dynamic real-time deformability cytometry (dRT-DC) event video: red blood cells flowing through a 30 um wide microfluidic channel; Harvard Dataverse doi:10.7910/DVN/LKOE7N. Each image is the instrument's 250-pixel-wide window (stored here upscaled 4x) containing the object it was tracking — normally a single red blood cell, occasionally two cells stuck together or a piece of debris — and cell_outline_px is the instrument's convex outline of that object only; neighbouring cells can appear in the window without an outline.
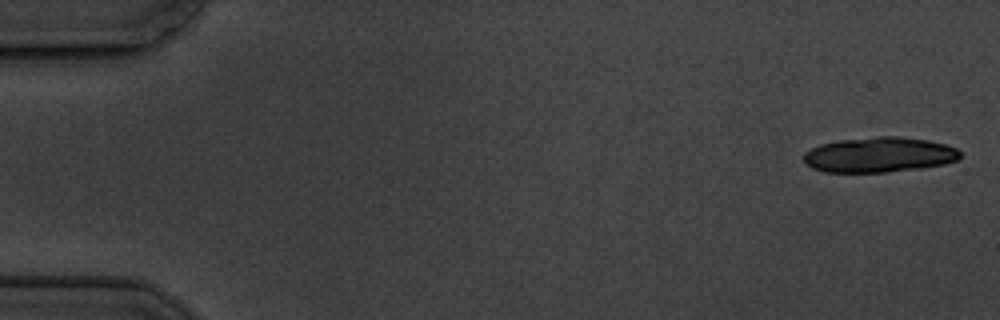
{"species": "common noctule bat (a hibernating species)", "species_latin": "Nyctalus noctula", "temperature_condition": "cold", "stored_images_in_passage": 7, "camera_frame_rate_fps": 3000, "um_per_image_px": 0.085, "animal": {"sex": "male", "body_mass_g": 19.5, "forearm_length_mm": 54.6}, "frame": {"image": 1, "passage_image": 1, "time_ms": 0.0, "image_size_px": [1000, 320], "cell_outline_px": [[960, 156], [956, 160], [944, 164], [920, 168], [884, 172], [824, 172], [812, 168], [804, 160], [804, 152], [820, 144], [840, 140], [876, 136], [900, 136], [928, 140], [944, 144], [956, 148], [960, 152]], "centroid_in_image_um": [74.72, 13.15], "position_along_channel_um": 10.3, "area_um2": 31.96}}
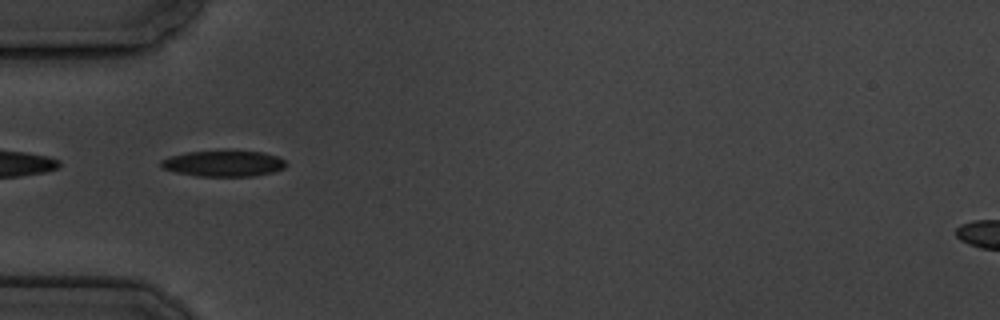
{"frame": {"image": 2, "passage_image": 6, "time_ms": 5.667, "image_size_px": [1000, 320], "cell_outline_px": [[288, 164], [284, 168], [272, 172], [252, 176], [196, 176], [176, 172], [164, 168], [160, 164], [160, 160], [172, 156], [188, 152], [264, 152], [276, 156], [284, 160]], "centroid_in_image_um": [19.02, 13.92], "position_along_channel_um": 66.0, "area_um2": 18.44}}